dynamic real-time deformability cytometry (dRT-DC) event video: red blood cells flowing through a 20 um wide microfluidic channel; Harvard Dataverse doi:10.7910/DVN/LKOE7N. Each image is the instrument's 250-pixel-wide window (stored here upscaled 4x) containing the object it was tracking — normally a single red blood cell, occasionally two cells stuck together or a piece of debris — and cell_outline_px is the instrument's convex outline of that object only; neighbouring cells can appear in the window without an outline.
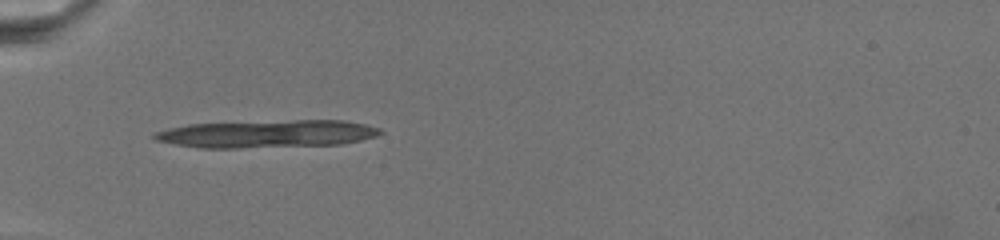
{"species": "common noctule bat (a hibernating species)", "species_latin": "Nyctalus noctula", "temperature_condition": "warm", "stored_images_in_passage": 15, "camera_frame_rate_fps": 3000, "um_per_image_px": 0.085, "animal": {"sex": "female", "body_mass_g": 19.5, "forearm_length_mm": 54.1}, "frame": {"image": 1, "passage_image": 1, "time_ms": 0.0, "image_size_px": [1000, 240], "cell_outline_px": [[384, 132], [376, 136], [360, 140], [340, 144], [240, 148], [200, 148], [152, 140], [152, 132], [168, 128], [188, 124], [296, 120], [344, 120], [364, 124], [380, 128]], "centroid_in_image_um": [22.65, 11.38], "position_along_channel_um": 62.3, "area_um2": 36.41}}